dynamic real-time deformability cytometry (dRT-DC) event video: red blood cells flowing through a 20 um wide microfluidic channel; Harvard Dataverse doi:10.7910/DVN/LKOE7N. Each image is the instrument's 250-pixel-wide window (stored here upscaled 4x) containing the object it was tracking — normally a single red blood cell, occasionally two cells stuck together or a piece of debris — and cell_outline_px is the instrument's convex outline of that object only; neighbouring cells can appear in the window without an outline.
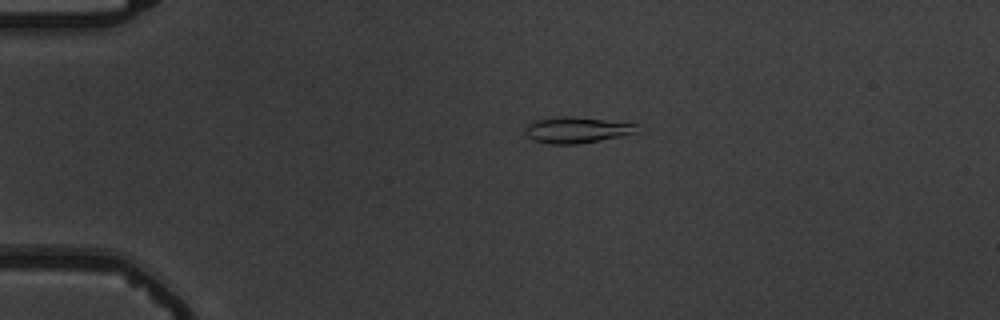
{"species": "common noctule bat (a hibernating species)", "species_latin": "Nyctalus noctula", "temperature_condition": "warm", "stored_images_in_passage": 8, "camera_frame_rate_fps": 3000, "um_per_image_px": 0.085, "animal": {"sex": "male", "body_mass_g": 19.5, "forearm_length_mm": 54.6}, "frame": {"image": 1, "passage_image": 4, "time_ms": 3.333, "image_size_px": [1000, 320], "cell_outline_px": [[640, 132], [624, 136], [580, 144], [548, 144], [532, 140], [524, 132], [528, 124], [536, 120], [564, 116], [572, 116], [636, 124]], "centroid_in_image_um": [49.04, 11.07], "position_along_channel_um": 36.0, "area_um2": 17.05}}
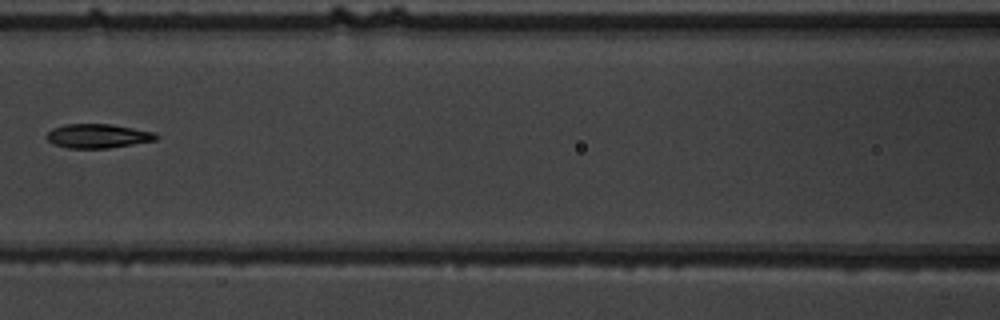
{"frame": {"image": 2, "passage_image": 7, "time_ms": 8.0, "image_size_px": [1000, 320], "cell_outline_px": [[160, 136], [156, 140], [108, 148], [68, 148], [52, 144], [48, 140], [48, 132], [52, 128], [64, 124], [112, 124], [156, 132]], "centroid_in_image_um": [8.34, 11.55], "position_along_channel_um": 158.3, "area_um2": 15.43}}
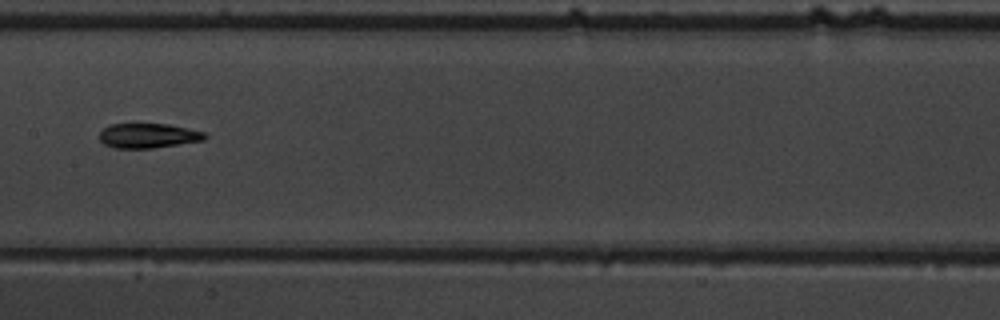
{"frame": {"image": 3, "passage_image": 8, "time_ms": 9.0, "image_size_px": [1000, 320], "cell_outline_px": [[208, 136], [204, 140], [152, 148], [116, 148], [104, 144], [100, 140], [100, 132], [104, 128], [112, 124], [168, 124], [188, 128], [204, 132]], "centroid_in_image_um": [12.61, 11.53], "position_along_channel_um": 194.8, "area_um2": 15.03}}